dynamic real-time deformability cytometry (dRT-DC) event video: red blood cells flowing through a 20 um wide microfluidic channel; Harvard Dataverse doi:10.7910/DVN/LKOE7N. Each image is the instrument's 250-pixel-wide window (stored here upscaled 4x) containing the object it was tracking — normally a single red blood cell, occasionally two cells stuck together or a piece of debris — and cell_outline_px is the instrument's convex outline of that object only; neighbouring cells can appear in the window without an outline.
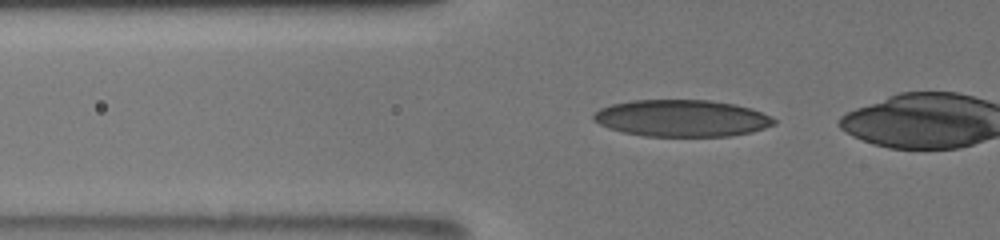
{"species": "human", "species_latin": "Homo sapiens", "temperature_condition": "room temperature", "stored_images_in_passage": 20, "camera_frame_rate_fps": 3000, "um_per_image_px": 0.085, "donor": {"sex": "male"}, "frame": {"image": 1, "passage_image": 15, "time_ms": 5.333, "image_size_px": [1000, 240], "cell_outline_px": [[776, 124], [752, 132], [728, 136], [644, 136], [624, 132], [608, 128], [592, 120], [592, 116], [600, 108], [612, 104], [632, 100], [712, 100], [736, 104], [752, 108], [776, 120]], "centroid_in_image_um": [57.95, 10.04], "position_along_channel_um": 67.9, "area_um2": 38.78}}
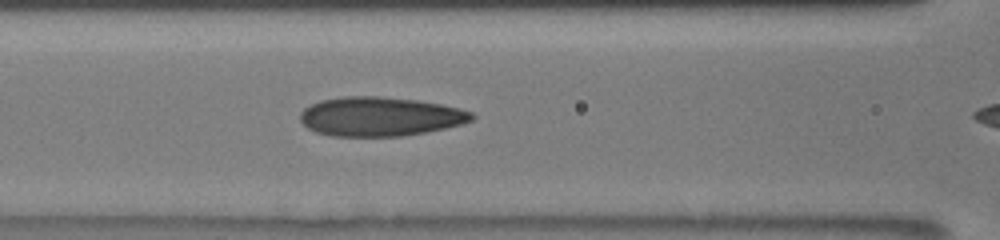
{"frame": {"image": 2, "passage_image": 20, "time_ms": 7.333, "image_size_px": [1000, 240], "cell_outline_px": [[476, 116], [472, 120], [460, 124], [444, 128], [404, 136], [332, 136], [316, 132], [308, 128], [300, 120], [300, 112], [304, 108], [320, 100], [344, 96], [376, 96], [416, 100], [440, 104], [460, 108], [472, 112]], "centroid_in_image_um": [32.29, 9.9], "position_along_channel_um": 134.3, "area_um2": 39.07}}